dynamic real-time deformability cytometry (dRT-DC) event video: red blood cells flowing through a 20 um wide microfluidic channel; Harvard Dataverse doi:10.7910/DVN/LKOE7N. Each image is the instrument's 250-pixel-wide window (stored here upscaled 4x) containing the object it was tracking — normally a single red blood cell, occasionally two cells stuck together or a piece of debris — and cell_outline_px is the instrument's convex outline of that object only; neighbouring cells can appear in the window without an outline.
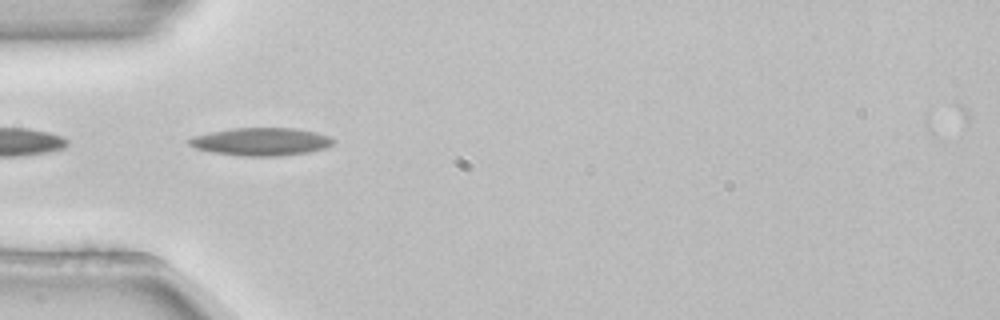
{"species": "common noctule bat (a hibernating species)", "species_latin": "Nyctalus noctula", "temperature_condition": "room temperature", "stored_images_in_passage": 19, "camera_frame_rate_fps": 3000, "um_per_image_px": 0.085, "animal": {"sex": "female", "body_mass_g": 22.7, "forearm_length_mm": 54.2}, "frame": {"image": 1, "passage_image": 1, "time_ms": 0.0, "image_size_px": [1000, 320], "cell_outline_px": [[336, 140], [332, 144], [324, 148], [308, 152], [280, 156], [240, 156], [212, 152], [196, 148], [188, 144], [184, 140], [196, 136], [212, 132], [232, 128], [296, 128], [316, 132], [328, 136]], "centroid_in_image_um": [22.19, 12.04], "position_along_channel_um": 62.8, "area_um2": 23.35}}